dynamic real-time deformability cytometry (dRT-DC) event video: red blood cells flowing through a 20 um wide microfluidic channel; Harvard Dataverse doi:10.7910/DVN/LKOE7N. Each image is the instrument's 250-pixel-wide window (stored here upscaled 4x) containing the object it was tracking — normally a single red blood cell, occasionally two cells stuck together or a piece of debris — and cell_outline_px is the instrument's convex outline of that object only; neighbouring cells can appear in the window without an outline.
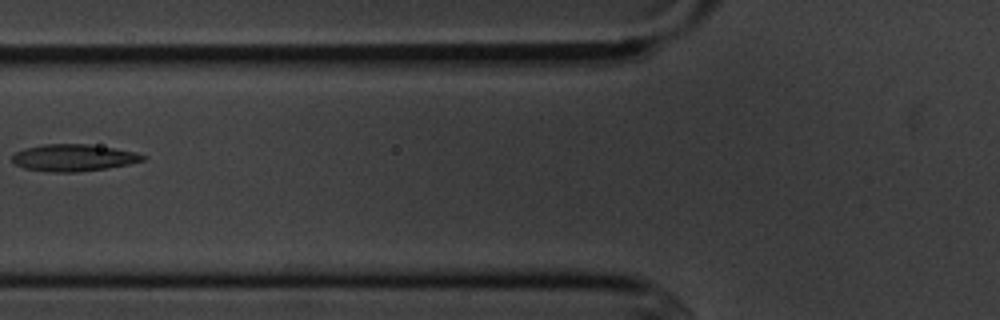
{"species": "common noctule bat (a hibernating species)", "species_latin": "Nyctalus noctula", "temperature_condition": "cold", "stored_images_in_passage": 6, "camera_frame_rate_fps": 3000, "um_per_image_px": 0.085, "animal": {"sex": "male", "body_mass_g": 20.1, "forearm_length_mm": 53.5}, "frame": {"image": 1, "passage_image": 2, "time_ms": 1.333, "image_size_px": [1000, 320], "cell_outline_px": [[148, 156], [144, 160], [128, 164], [108, 168], [76, 172], [52, 172], [24, 168], [16, 164], [12, 160], [12, 156], [16, 152], [24, 148], [44, 144], [88, 144], [136, 152]], "centroid_in_image_um": [6.26, 13.4], "position_along_channel_um": 119.5, "area_um2": 20.4}}
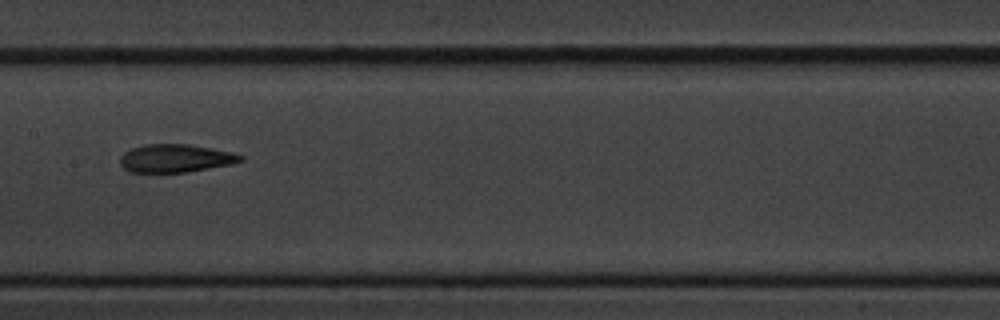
{"frame": {"image": 2, "passage_image": 4, "time_ms": 3.333, "image_size_px": [1000, 320], "cell_outline_px": [[244, 160], [232, 164], [184, 172], [128, 172], [120, 164], [120, 156], [124, 152], [132, 148], [144, 144], [188, 144], [212, 148], [232, 152], [244, 156]], "centroid_in_image_um": [14.91, 13.45], "position_along_channel_um": 192.5, "area_um2": 19.71}}
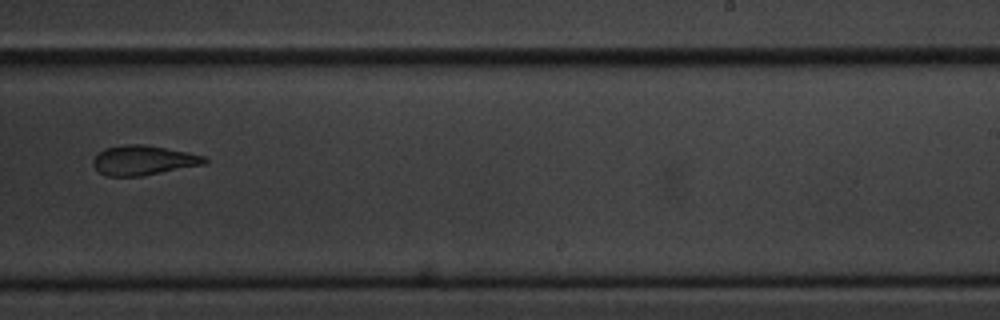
{"frame": {"image": 3, "passage_image": 6, "time_ms": 5.667, "image_size_px": [1000, 320], "cell_outline_px": [[208, 164], [140, 176], [108, 176], [100, 172], [92, 164], [92, 160], [104, 148], [124, 144], [144, 144], [204, 156], [208, 160]], "centroid_in_image_um": [12.19, 13.62], "position_along_channel_um": 276.8, "area_um2": 19.13}}